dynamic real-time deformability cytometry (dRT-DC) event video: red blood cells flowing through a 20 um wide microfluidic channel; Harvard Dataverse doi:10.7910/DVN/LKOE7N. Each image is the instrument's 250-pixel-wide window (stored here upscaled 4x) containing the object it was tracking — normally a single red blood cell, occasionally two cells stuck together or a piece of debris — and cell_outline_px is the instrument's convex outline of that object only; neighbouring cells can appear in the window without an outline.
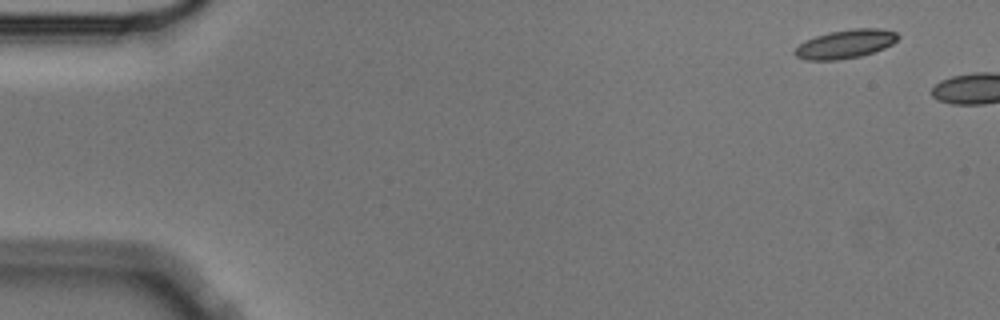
{"species": "Egyptian fruit bat (a non-hibernating species)", "species_latin": "Rousettus aegyptiacus", "temperature_condition": "cold", "stored_images_in_passage": 2, "camera_frame_rate_fps": 3000, "um_per_image_px": 0.085, "animal": {"sex": "male"}, "frame": {"image": 1, "passage_image": 1, "time_ms": 0.0, "image_size_px": [1000, 320], "cell_outline_px": [[900, 36], [892, 44], [884, 48], [860, 56], [836, 60], [804, 60], [796, 56], [792, 52], [804, 40], [828, 32], [852, 28], [880, 28], [896, 32]], "centroid_in_image_um": [71.84, 3.73], "position_along_channel_um": 13.2, "area_um2": 17.28}}